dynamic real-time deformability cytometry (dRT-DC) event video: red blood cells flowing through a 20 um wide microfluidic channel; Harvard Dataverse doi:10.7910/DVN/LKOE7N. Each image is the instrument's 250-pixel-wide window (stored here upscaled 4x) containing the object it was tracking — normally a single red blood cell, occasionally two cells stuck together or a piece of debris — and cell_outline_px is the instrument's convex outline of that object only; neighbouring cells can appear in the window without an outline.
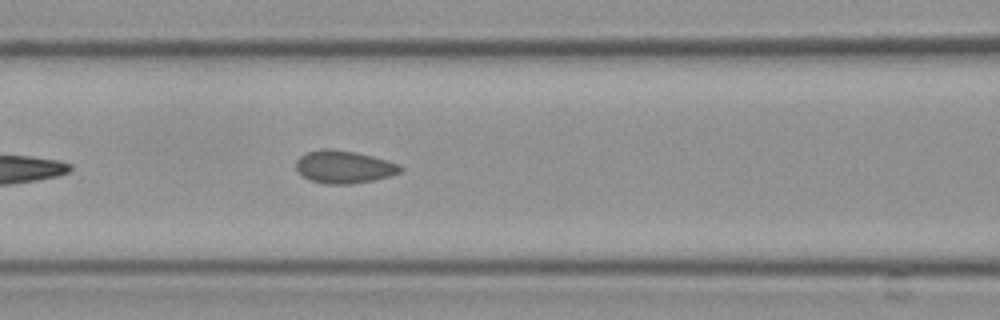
{"species": "Egyptian fruit bat (a non-hibernating species)", "species_latin": "Rousettus aegyptiacus", "temperature_condition": "cold", "stored_images_in_passage": 28, "camera_frame_rate_fps": 3000, "um_per_image_px": 0.085, "frame": {"image": 1, "passage_image": 9, "time_ms": 2.667, "image_size_px": [1000, 320], "cell_outline_px": [[404, 168], [400, 172], [388, 176], [372, 180], [348, 184], [324, 184], [312, 180], [304, 176], [296, 168], [296, 160], [300, 156], [308, 152], [320, 148], [332, 148], [356, 152], [372, 156], [400, 164]], "centroid_in_image_um": [29.23, 14.17], "position_along_channel_um": 137.4, "area_um2": 19.77}, "authors_computed_cell_mechanics": {"area_um2": 21.3282, "velocity_mm_per_s": 3.6398, "shape_relaxation_time_tau1_ms": null, "shape_relaxation_time_tau2_ms": 3.9158, "deformation_change_tau1": null, "deformation_change_tau2": 0.0746}}